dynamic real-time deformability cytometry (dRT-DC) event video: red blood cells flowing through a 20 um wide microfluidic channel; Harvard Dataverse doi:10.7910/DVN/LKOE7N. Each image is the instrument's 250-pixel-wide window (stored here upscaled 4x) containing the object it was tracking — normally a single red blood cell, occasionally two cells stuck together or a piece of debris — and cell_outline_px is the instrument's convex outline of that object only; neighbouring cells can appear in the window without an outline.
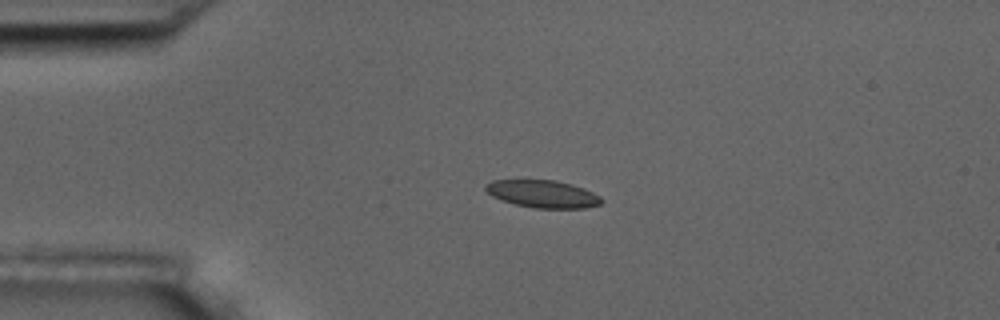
{"species": "common noctule bat (a hibernating species)", "species_latin": "Nyctalus noctula", "temperature_condition": "room temperature", "stored_images_in_passage": 45, "camera_frame_rate_fps": 3000, "um_per_image_px": 0.085, "animal": {"sex": "male", "body_mass_g": 17.5, "forearm_length_mm": 52.3}, "frame": {"image": 1, "passage_image": 1, "time_ms": 0.0, "image_size_px": [1000, 320], "cell_outline_px": [[604, 200], [600, 204], [584, 208], [536, 208], [516, 204], [500, 200], [492, 196], [484, 188], [484, 184], [492, 180], [556, 180], [572, 184], [584, 188], [600, 196]], "centroid_in_image_um": [46.13, 16.48], "position_along_channel_um": 38.9, "area_um2": 18.61}}
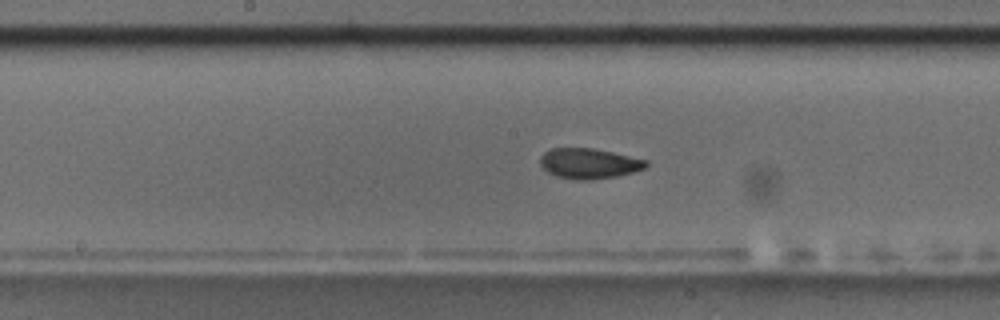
{"frame": {"image": 2, "passage_image": 17, "time_ms": 5.333, "image_size_px": [1000, 320], "cell_outline_px": [[648, 164], [644, 168], [632, 172], [616, 176], [592, 180], [576, 180], [556, 176], [548, 172], [540, 164], [540, 156], [544, 152], [552, 148], [592, 148], [612, 152], [648, 160]], "centroid_in_image_um": [50.05, 13.89], "position_along_channel_um": 198.2, "area_um2": 18.67}}
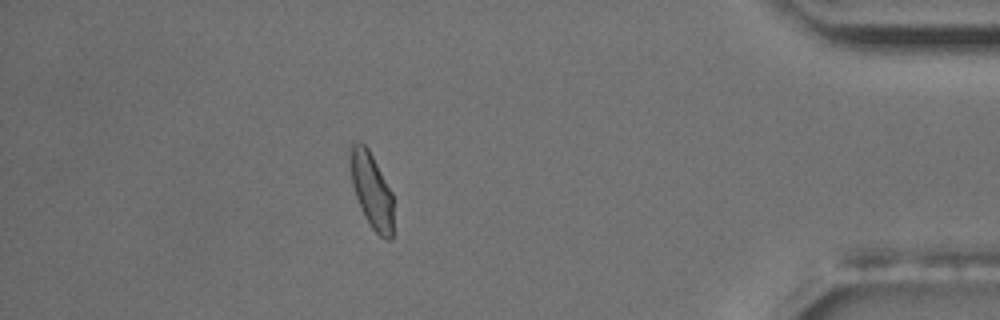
{"frame": {"image": 3, "passage_image": 38, "time_ms": 12.333, "image_size_px": [1000, 320], "cell_outline_px": [[392, 240], [388, 240], [380, 236], [372, 228], [364, 216], [356, 196], [352, 184], [348, 156], [348, 144], [352, 140], [360, 140], [368, 148], [392, 192]], "centroid_in_image_um": [31.53, 16.08], "position_along_channel_um": 403.7, "area_um2": 19.25}, "authors_computed_cell_mechanics": {"area_um2": 19.074, "velocity_mm_per_s": 3.5616, "shape_relaxation_time_tau1_ms": 4.0239, "shape_relaxation_time_tau2_ms": 1.3205, "deformation_change_tau1": 0.1011, "deformation_change_tau2": 0.0559}}